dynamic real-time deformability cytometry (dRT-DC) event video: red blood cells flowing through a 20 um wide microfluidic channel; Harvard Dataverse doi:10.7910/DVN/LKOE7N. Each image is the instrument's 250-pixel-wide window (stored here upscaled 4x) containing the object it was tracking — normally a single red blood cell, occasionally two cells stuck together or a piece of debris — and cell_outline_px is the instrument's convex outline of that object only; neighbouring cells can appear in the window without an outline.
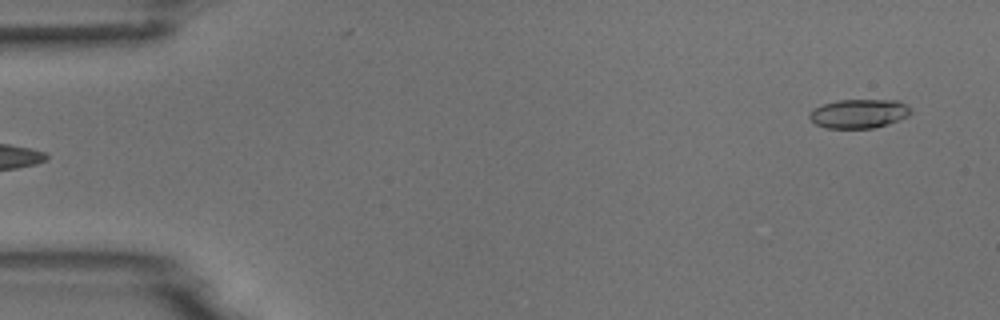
{"species": "common noctule bat (a hibernating species)", "species_latin": "Nyctalus noctula", "temperature_condition": "room temperature", "stored_images_in_passage": 6, "segment_of_instrument_passage": [2, 2], "camera_frame_rate_fps": 3000, "um_per_image_px": 0.085, "animal": {"sex": "male", "body_mass_g": 18.8}, "frame": {"image": 1, "passage_image": 6, "time_ms": 5.667, "image_size_px": [1000, 320], "cell_outline_px": [[912, 112], [908, 116], [900, 120], [888, 124], [872, 128], [828, 128], [816, 124], [808, 116], [812, 108], [820, 104], [836, 100], [900, 100], [912, 108]], "centroid_in_image_um": [73.02, 9.64], "position_along_channel_um": 12.0, "area_um2": 17.4}}